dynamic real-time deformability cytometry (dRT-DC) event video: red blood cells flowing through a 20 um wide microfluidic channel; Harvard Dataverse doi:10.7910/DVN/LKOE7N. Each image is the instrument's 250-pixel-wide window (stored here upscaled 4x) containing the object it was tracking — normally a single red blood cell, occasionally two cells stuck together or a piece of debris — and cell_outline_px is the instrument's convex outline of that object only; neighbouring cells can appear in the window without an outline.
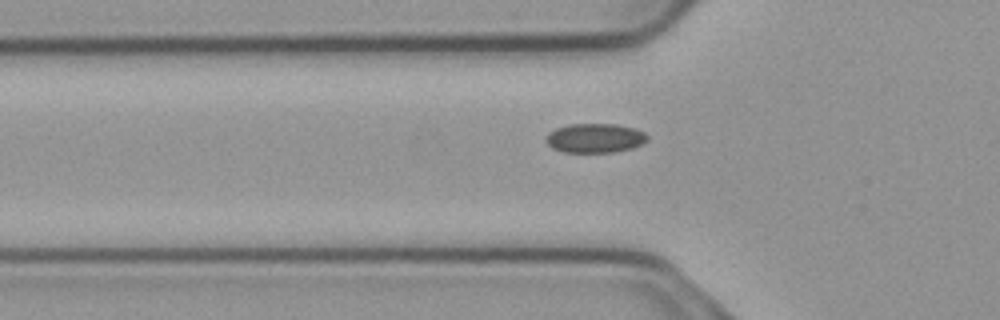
{"species": "common noctule bat (a hibernating species)", "species_latin": "Nyctalus noctula", "temperature_condition": "cold", "stored_images_in_passage": 41, "camera_frame_rate_fps": 3000, "um_per_image_px": 0.085, "animal": {"sex": "male", "body_mass_g": 23.1, "forearm_length_mm": 52.7}, "frame": {"image": 1, "passage_image": 7, "time_ms": 2.0, "image_size_px": [1000, 320], "cell_outline_px": [[648, 140], [632, 148], [612, 152], [564, 152], [552, 148], [544, 140], [548, 132], [556, 128], [568, 124], [616, 124], [636, 128], [644, 132], [648, 136]], "centroid_in_image_um": [50.56, 11.73], "position_along_channel_um": 75.2, "area_um2": 17.4}}
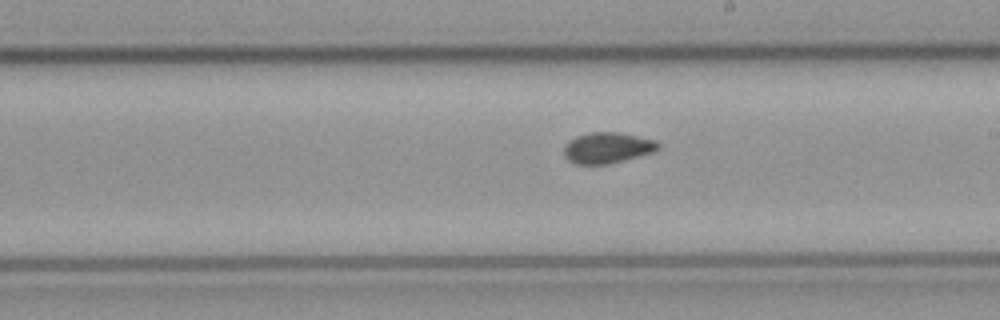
{"frame": {"image": 2, "passage_image": 20, "time_ms": 6.333, "image_size_px": [1000, 320], "cell_outline_px": [[660, 148], [652, 152], [608, 164], [576, 164], [568, 160], [564, 156], [564, 144], [568, 140], [576, 136], [588, 132], [620, 132], [656, 140], [660, 144]], "centroid_in_image_um": [51.6, 12.55], "position_along_channel_um": 237.4, "area_um2": 17.05}}
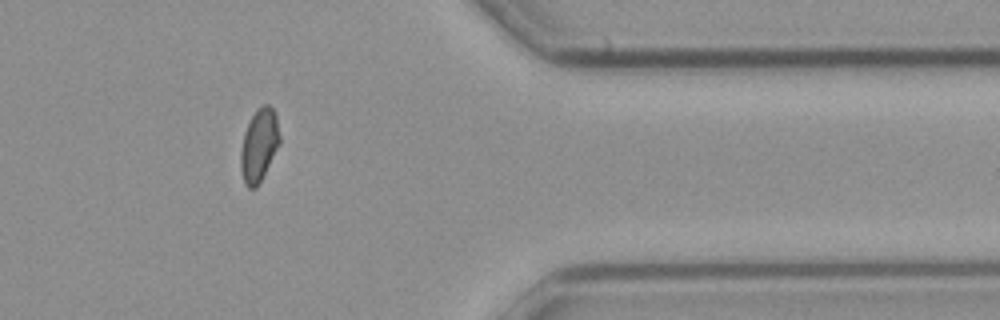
{"frame": {"image": 3, "passage_image": 34, "time_ms": 11.0, "image_size_px": [1000, 320], "cell_outline_px": [[280, 144], [256, 188], [248, 188], [244, 184], [240, 168], [240, 152], [244, 132], [256, 108], [264, 104], [268, 104], [276, 112], [280, 136]], "centroid_in_image_um": [22.02, 12.32], "position_along_channel_um": 389.4, "area_um2": 16.65}}